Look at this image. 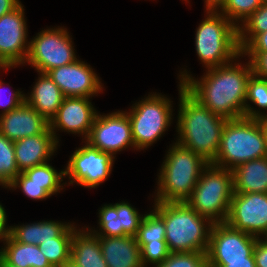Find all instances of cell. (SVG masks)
Returning <instances> with one entry per match:
<instances>
[{"label": "cell", "instance_id": "cell-1", "mask_svg": "<svg viewBox=\"0 0 267 267\" xmlns=\"http://www.w3.org/2000/svg\"><path fill=\"white\" fill-rule=\"evenodd\" d=\"M245 66L228 63L209 68L201 81L183 73L180 83L202 105L227 120L241 117L259 119L263 114L246 104L247 83L253 71L250 61Z\"/></svg>", "mask_w": 267, "mask_h": 267}, {"label": "cell", "instance_id": "cell-2", "mask_svg": "<svg viewBox=\"0 0 267 267\" xmlns=\"http://www.w3.org/2000/svg\"><path fill=\"white\" fill-rule=\"evenodd\" d=\"M180 90V108L177 132L179 145L192 150L208 163H212L220 146V139L227 121L202 105L185 88Z\"/></svg>", "mask_w": 267, "mask_h": 267}, {"label": "cell", "instance_id": "cell-3", "mask_svg": "<svg viewBox=\"0 0 267 267\" xmlns=\"http://www.w3.org/2000/svg\"><path fill=\"white\" fill-rule=\"evenodd\" d=\"M155 203L154 210L164 221L165 241L170 252L207 251L213 225L208 218L198 215L186 202Z\"/></svg>", "mask_w": 267, "mask_h": 267}, {"label": "cell", "instance_id": "cell-4", "mask_svg": "<svg viewBox=\"0 0 267 267\" xmlns=\"http://www.w3.org/2000/svg\"><path fill=\"white\" fill-rule=\"evenodd\" d=\"M161 167L157 202H186L208 166V162L177 142L169 150Z\"/></svg>", "mask_w": 267, "mask_h": 267}, {"label": "cell", "instance_id": "cell-5", "mask_svg": "<svg viewBox=\"0 0 267 267\" xmlns=\"http://www.w3.org/2000/svg\"><path fill=\"white\" fill-rule=\"evenodd\" d=\"M264 157H267V141L259 120L241 117L226 121L219 150L211 164L233 170L242 163Z\"/></svg>", "mask_w": 267, "mask_h": 267}, {"label": "cell", "instance_id": "cell-6", "mask_svg": "<svg viewBox=\"0 0 267 267\" xmlns=\"http://www.w3.org/2000/svg\"><path fill=\"white\" fill-rule=\"evenodd\" d=\"M208 17L196 31L195 44L200 60L209 68L230 63L241 55L238 44V25L218 11H207Z\"/></svg>", "mask_w": 267, "mask_h": 267}, {"label": "cell", "instance_id": "cell-7", "mask_svg": "<svg viewBox=\"0 0 267 267\" xmlns=\"http://www.w3.org/2000/svg\"><path fill=\"white\" fill-rule=\"evenodd\" d=\"M234 194L232 170L211 163L203 170L186 203L212 223L225 222Z\"/></svg>", "mask_w": 267, "mask_h": 267}, {"label": "cell", "instance_id": "cell-8", "mask_svg": "<svg viewBox=\"0 0 267 267\" xmlns=\"http://www.w3.org/2000/svg\"><path fill=\"white\" fill-rule=\"evenodd\" d=\"M166 97L149 95L135 103L127 115L131 123L132 139L137 149L147 148L165 132L171 121V104Z\"/></svg>", "mask_w": 267, "mask_h": 267}, {"label": "cell", "instance_id": "cell-9", "mask_svg": "<svg viewBox=\"0 0 267 267\" xmlns=\"http://www.w3.org/2000/svg\"><path fill=\"white\" fill-rule=\"evenodd\" d=\"M29 44L26 61L39 73H47L77 60L71 38L64 28L43 30Z\"/></svg>", "mask_w": 267, "mask_h": 267}, {"label": "cell", "instance_id": "cell-10", "mask_svg": "<svg viewBox=\"0 0 267 267\" xmlns=\"http://www.w3.org/2000/svg\"><path fill=\"white\" fill-rule=\"evenodd\" d=\"M257 239L226 222L213 223L206 251L208 267H223L227 261H247Z\"/></svg>", "mask_w": 267, "mask_h": 267}, {"label": "cell", "instance_id": "cell-11", "mask_svg": "<svg viewBox=\"0 0 267 267\" xmlns=\"http://www.w3.org/2000/svg\"><path fill=\"white\" fill-rule=\"evenodd\" d=\"M225 222L257 238L267 235V193H234Z\"/></svg>", "mask_w": 267, "mask_h": 267}, {"label": "cell", "instance_id": "cell-12", "mask_svg": "<svg viewBox=\"0 0 267 267\" xmlns=\"http://www.w3.org/2000/svg\"><path fill=\"white\" fill-rule=\"evenodd\" d=\"M114 156L90 146L88 143L76 149L71 156L65 175H69L70 184L76 182L84 187L95 188L111 173Z\"/></svg>", "mask_w": 267, "mask_h": 267}, {"label": "cell", "instance_id": "cell-13", "mask_svg": "<svg viewBox=\"0 0 267 267\" xmlns=\"http://www.w3.org/2000/svg\"><path fill=\"white\" fill-rule=\"evenodd\" d=\"M86 142L112 155L129 145L134 146L127 112L118 111L104 116L97 114Z\"/></svg>", "mask_w": 267, "mask_h": 267}, {"label": "cell", "instance_id": "cell-14", "mask_svg": "<svg viewBox=\"0 0 267 267\" xmlns=\"http://www.w3.org/2000/svg\"><path fill=\"white\" fill-rule=\"evenodd\" d=\"M26 28L22 4L0 17V68L7 69L26 62L30 45L26 43Z\"/></svg>", "mask_w": 267, "mask_h": 267}, {"label": "cell", "instance_id": "cell-15", "mask_svg": "<svg viewBox=\"0 0 267 267\" xmlns=\"http://www.w3.org/2000/svg\"><path fill=\"white\" fill-rule=\"evenodd\" d=\"M47 74L65 97L89 98L102 90L96 73L78 59L71 64L53 68Z\"/></svg>", "mask_w": 267, "mask_h": 267}, {"label": "cell", "instance_id": "cell-16", "mask_svg": "<svg viewBox=\"0 0 267 267\" xmlns=\"http://www.w3.org/2000/svg\"><path fill=\"white\" fill-rule=\"evenodd\" d=\"M89 98L86 97H65L62 105L58 108L57 114L50 121V130L52 131L56 142L54 129L66 130L72 133H82L87 139L94 120L98 113L91 106Z\"/></svg>", "mask_w": 267, "mask_h": 267}, {"label": "cell", "instance_id": "cell-17", "mask_svg": "<svg viewBox=\"0 0 267 267\" xmlns=\"http://www.w3.org/2000/svg\"><path fill=\"white\" fill-rule=\"evenodd\" d=\"M49 128L50 122L26 101L0 115V133L11 141L44 133Z\"/></svg>", "mask_w": 267, "mask_h": 267}, {"label": "cell", "instance_id": "cell-18", "mask_svg": "<svg viewBox=\"0 0 267 267\" xmlns=\"http://www.w3.org/2000/svg\"><path fill=\"white\" fill-rule=\"evenodd\" d=\"M57 142L50 128L41 134L14 141V151L19 172L47 163Z\"/></svg>", "mask_w": 267, "mask_h": 267}, {"label": "cell", "instance_id": "cell-19", "mask_svg": "<svg viewBox=\"0 0 267 267\" xmlns=\"http://www.w3.org/2000/svg\"><path fill=\"white\" fill-rule=\"evenodd\" d=\"M108 267H144L140 247L133 236L98 237Z\"/></svg>", "mask_w": 267, "mask_h": 267}, {"label": "cell", "instance_id": "cell-20", "mask_svg": "<svg viewBox=\"0 0 267 267\" xmlns=\"http://www.w3.org/2000/svg\"><path fill=\"white\" fill-rule=\"evenodd\" d=\"M65 96L47 73H41L25 101L49 122L57 114Z\"/></svg>", "mask_w": 267, "mask_h": 267}, {"label": "cell", "instance_id": "cell-21", "mask_svg": "<svg viewBox=\"0 0 267 267\" xmlns=\"http://www.w3.org/2000/svg\"><path fill=\"white\" fill-rule=\"evenodd\" d=\"M232 175L234 193H267V157L238 165Z\"/></svg>", "mask_w": 267, "mask_h": 267}, {"label": "cell", "instance_id": "cell-22", "mask_svg": "<svg viewBox=\"0 0 267 267\" xmlns=\"http://www.w3.org/2000/svg\"><path fill=\"white\" fill-rule=\"evenodd\" d=\"M6 247L0 251V258L12 267H53L38 245L15 241L9 234L1 237Z\"/></svg>", "mask_w": 267, "mask_h": 267}, {"label": "cell", "instance_id": "cell-23", "mask_svg": "<svg viewBox=\"0 0 267 267\" xmlns=\"http://www.w3.org/2000/svg\"><path fill=\"white\" fill-rule=\"evenodd\" d=\"M81 232V233H80ZM75 231L71 244V261L78 267H108L99 238L88 231Z\"/></svg>", "mask_w": 267, "mask_h": 267}, {"label": "cell", "instance_id": "cell-24", "mask_svg": "<svg viewBox=\"0 0 267 267\" xmlns=\"http://www.w3.org/2000/svg\"><path fill=\"white\" fill-rule=\"evenodd\" d=\"M71 224L55 221H42L23 226H11L9 235L17 242L39 245L43 242L61 236Z\"/></svg>", "mask_w": 267, "mask_h": 267}, {"label": "cell", "instance_id": "cell-25", "mask_svg": "<svg viewBox=\"0 0 267 267\" xmlns=\"http://www.w3.org/2000/svg\"><path fill=\"white\" fill-rule=\"evenodd\" d=\"M75 231L76 228L72 225L61 236L38 245L53 267H61L71 260V244Z\"/></svg>", "mask_w": 267, "mask_h": 267}, {"label": "cell", "instance_id": "cell-26", "mask_svg": "<svg viewBox=\"0 0 267 267\" xmlns=\"http://www.w3.org/2000/svg\"><path fill=\"white\" fill-rule=\"evenodd\" d=\"M243 23L242 27L244 28L238 26V44L240 51H242L258 34L267 31V3L263 2L252 15L243 21ZM247 34L250 36L248 37Z\"/></svg>", "mask_w": 267, "mask_h": 267}, {"label": "cell", "instance_id": "cell-27", "mask_svg": "<svg viewBox=\"0 0 267 267\" xmlns=\"http://www.w3.org/2000/svg\"><path fill=\"white\" fill-rule=\"evenodd\" d=\"M28 178L29 183H37L44 185V189L50 194H54L61 190V181L64 171L57 172L51 165L44 163L34 166L23 172Z\"/></svg>", "mask_w": 267, "mask_h": 267}, {"label": "cell", "instance_id": "cell-28", "mask_svg": "<svg viewBox=\"0 0 267 267\" xmlns=\"http://www.w3.org/2000/svg\"><path fill=\"white\" fill-rule=\"evenodd\" d=\"M165 231L163 219L154 211L143 216L135 238L139 247L145 243H159L165 240Z\"/></svg>", "mask_w": 267, "mask_h": 267}, {"label": "cell", "instance_id": "cell-29", "mask_svg": "<svg viewBox=\"0 0 267 267\" xmlns=\"http://www.w3.org/2000/svg\"><path fill=\"white\" fill-rule=\"evenodd\" d=\"M19 173L14 141L0 133V184L8 186Z\"/></svg>", "mask_w": 267, "mask_h": 267}, {"label": "cell", "instance_id": "cell-30", "mask_svg": "<svg viewBox=\"0 0 267 267\" xmlns=\"http://www.w3.org/2000/svg\"><path fill=\"white\" fill-rule=\"evenodd\" d=\"M116 208L119 222V237L133 236L135 237L139 229L143 215L138 214L129 203H116L113 205Z\"/></svg>", "mask_w": 267, "mask_h": 267}, {"label": "cell", "instance_id": "cell-31", "mask_svg": "<svg viewBox=\"0 0 267 267\" xmlns=\"http://www.w3.org/2000/svg\"><path fill=\"white\" fill-rule=\"evenodd\" d=\"M262 0H226L221 8L222 14L232 23L240 19L245 21L252 15L261 5Z\"/></svg>", "mask_w": 267, "mask_h": 267}, {"label": "cell", "instance_id": "cell-32", "mask_svg": "<svg viewBox=\"0 0 267 267\" xmlns=\"http://www.w3.org/2000/svg\"><path fill=\"white\" fill-rule=\"evenodd\" d=\"M156 267H208L206 252H171Z\"/></svg>", "mask_w": 267, "mask_h": 267}, {"label": "cell", "instance_id": "cell-33", "mask_svg": "<svg viewBox=\"0 0 267 267\" xmlns=\"http://www.w3.org/2000/svg\"><path fill=\"white\" fill-rule=\"evenodd\" d=\"M99 224L101 231L95 233L97 237H119V222L116 208L111 205H104L99 212Z\"/></svg>", "mask_w": 267, "mask_h": 267}, {"label": "cell", "instance_id": "cell-34", "mask_svg": "<svg viewBox=\"0 0 267 267\" xmlns=\"http://www.w3.org/2000/svg\"><path fill=\"white\" fill-rule=\"evenodd\" d=\"M170 253L165 240H159V243H145L140 247L141 261L144 267L148 262L156 266L161 264Z\"/></svg>", "mask_w": 267, "mask_h": 267}, {"label": "cell", "instance_id": "cell-35", "mask_svg": "<svg viewBox=\"0 0 267 267\" xmlns=\"http://www.w3.org/2000/svg\"><path fill=\"white\" fill-rule=\"evenodd\" d=\"M267 109V79L252 74L247 83L246 101Z\"/></svg>", "mask_w": 267, "mask_h": 267}, {"label": "cell", "instance_id": "cell-36", "mask_svg": "<svg viewBox=\"0 0 267 267\" xmlns=\"http://www.w3.org/2000/svg\"><path fill=\"white\" fill-rule=\"evenodd\" d=\"M7 187H20L22 188L21 190L24 192V194L31 199H45L51 196L44 189V185L29 183V178L23 172H20Z\"/></svg>", "mask_w": 267, "mask_h": 267}, {"label": "cell", "instance_id": "cell-37", "mask_svg": "<svg viewBox=\"0 0 267 267\" xmlns=\"http://www.w3.org/2000/svg\"><path fill=\"white\" fill-rule=\"evenodd\" d=\"M248 54L252 66L253 74L267 79V53H241Z\"/></svg>", "mask_w": 267, "mask_h": 267}, {"label": "cell", "instance_id": "cell-38", "mask_svg": "<svg viewBox=\"0 0 267 267\" xmlns=\"http://www.w3.org/2000/svg\"><path fill=\"white\" fill-rule=\"evenodd\" d=\"M241 53H267V31L258 34Z\"/></svg>", "mask_w": 267, "mask_h": 267}, {"label": "cell", "instance_id": "cell-39", "mask_svg": "<svg viewBox=\"0 0 267 267\" xmlns=\"http://www.w3.org/2000/svg\"><path fill=\"white\" fill-rule=\"evenodd\" d=\"M253 256L255 259L256 267H267V240L264 241L257 239L254 249Z\"/></svg>", "mask_w": 267, "mask_h": 267}, {"label": "cell", "instance_id": "cell-40", "mask_svg": "<svg viewBox=\"0 0 267 267\" xmlns=\"http://www.w3.org/2000/svg\"><path fill=\"white\" fill-rule=\"evenodd\" d=\"M2 85H3V82L0 81V90L2 88ZM0 95H1V91H0ZM2 101L0 99V107L5 108L2 113V114H5L17 108L19 105H21L25 101V95L21 94V92L18 90L17 92H14L13 94H11L7 101L4 100L3 103Z\"/></svg>", "mask_w": 267, "mask_h": 267}, {"label": "cell", "instance_id": "cell-41", "mask_svg": "<svg viewBox=\"0 0 267 267\" xmlns=\"http://www.w3.org/2000/svg\"><path fill=\"white\" fill-rule=\"evenodd\" d=\"M20 3L19 0H0V17L12 12Z\"/></svg>", "mask_w": 267, "mask_h": 267}, {"label": "cell", "instance_id": "cell-42", "mask_svg": "<svg viewBox=\"0 0 267 267\" xmlns=\"http://www.w3.org/2000/svg\"><path fill=\"white\" fill-rule=\"evenodd\" d=\"M223 267H256L253 253L247 258V261H227Z\"/></svg>", "mask_w": 267, "mask_h": 267}, {"label": "cell", "instance_id": "cell-43", "mask_svg": "<svg viewBox=\"0 0 267 267\" xmlns=\"http://www.w3.org/2000/svg\"><path fill=\"white\" fill-rule=\"evenodd\" d=\"M6 212L4 207L0 204V238L7 236L10 233L11 226L8 228L6 227Z\"/></svg>", "mask_w": 267, "mask_h": 267}, {"label": "cell", "instance_id": "cell-44", "mask_svg": "<svg viewBox=\"0 0 267 267\" xmlns=\"http://www.w3.org/2000/svg\"><path fill=\"white\" fill-rule=\"evenodd\" d=\"M226 0H205L206 3V10L207 11H217V7L219 6L220 9L225 4Z\"/></svg>", "mask_w": 267, "mask_h": 267}, {"label": "cell", "instance_id": "cell-45", "mask_svg": "<svg viewBox=\"0 0 267 267\" xmlns=\"http://www.w3.org/2000/svg\"><path fill=\"white\" fill-rule=\"evenodd\" d=\"M259 122H260V125L264 131V134H265V138H266V141H267V115H263L261 116L259 119Z\"/></svg>", "mask_w": 267, "mask_h": 267}, {"label": "cell", "instance_id": "cell-46", "mask_svg": "<svg viewBox=\"0 0 267 267\" xmlns=\"http://www.w3.org/2000/svg\"><path fill=\"white\" fill-rule=\"evenodd\" d=\"M61 267H78L73 261H68L66 262L63 266Z\"/></svg>", "mask_w": 267, "mask_h": 267}, {"label": "cell", "instance_id": "cell-47", "mask_svg": "<svg viewBox=\"0 0 267 267\" xmlns=\"http://www.w3.org/2000/svg\"><path fill=\"white\" fill-rule=\"evenodd\" d=\"M0 266L1 267H12V266L7 265L1 258H0Z\"/></svg>", "mask_w": 267, "mask_h": 267}]
</instances>
